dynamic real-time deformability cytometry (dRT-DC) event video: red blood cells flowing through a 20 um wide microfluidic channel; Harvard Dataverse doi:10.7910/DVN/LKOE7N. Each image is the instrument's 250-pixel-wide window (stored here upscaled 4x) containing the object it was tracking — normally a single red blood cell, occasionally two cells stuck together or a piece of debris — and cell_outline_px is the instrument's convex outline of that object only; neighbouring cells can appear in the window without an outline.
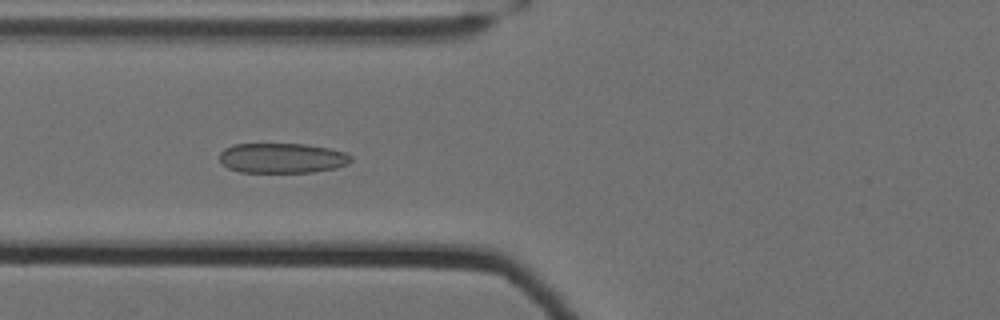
{"species": "Egyptian fruit bat (a non-hibernating species)", "species_latin": "Rousettus aegyptiacus", "temperature_condition": "cold", "stored_images_in_passage": 37, "camera_frame_rate_fps": 3000, "um_per_image_px": 0.085, "animal": {"sex": "female"}, "frame": {"image": 1, "passage_image": 27, "time_ms": 8.667, "image_size_px": [1000, 320], "cell_outline_px": [[352, 160], [348, 164], [336, 168], [312, 172], [240, 172], [228, 168], [220, 160], [220, 152], [224, 148], [232, 144], [304, 144], [328, 148], [344, 152], [352, 156]], "centroid_in_image_um": [23.98, 13.43], "position_along_channel_um": 101.8, "area_um2": 23.0}}
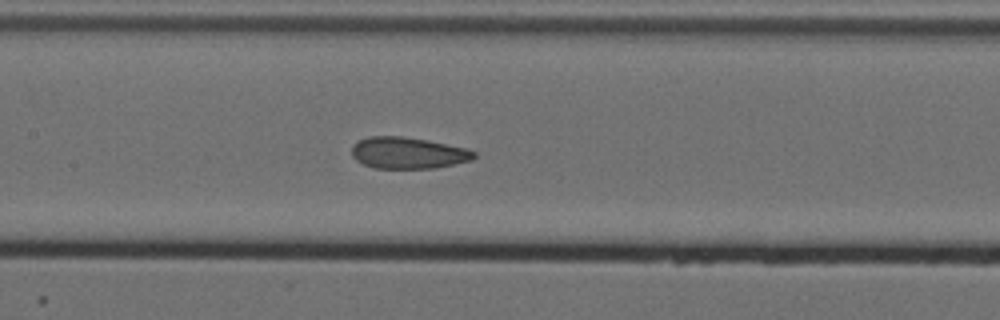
{"frame": {"image": 2, "passage_image": 33, "time_ms": 10.667, "image_size_px": [1000, 320], "cell_outline_px": [[476, 156], [472, 160], [436, 168], [376, 168], [364, 164], [356, 160], [352, 156], [352, 144], [368, 136], [400, 136], [428, 140], [464, 148], [476, 152]], "centroid_in_image_um": [34.67, 13.0], "position_along_channel_um": 172.7, "area_um2": 22.37}}
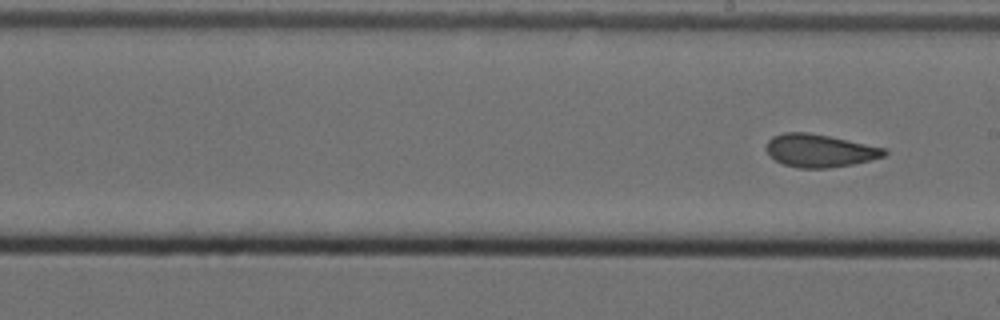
{"frame": {"image": 3, "passage_image": 37, "time_ms": 12.0, "image_size_px": [1000, 320], "cell_outline_px": [[888, 152], [884, 156], [852, 164], [828, 168], [796, 168], [784, 164], [776, 160], [764, 148], [768, 140], [772, 136], [784, 132], [808, 132], [888, 148]], "centroid_in_image_um": [69.66, 12.79], "position_along_channel_um": 219.3, "area_um2": 22.6}}